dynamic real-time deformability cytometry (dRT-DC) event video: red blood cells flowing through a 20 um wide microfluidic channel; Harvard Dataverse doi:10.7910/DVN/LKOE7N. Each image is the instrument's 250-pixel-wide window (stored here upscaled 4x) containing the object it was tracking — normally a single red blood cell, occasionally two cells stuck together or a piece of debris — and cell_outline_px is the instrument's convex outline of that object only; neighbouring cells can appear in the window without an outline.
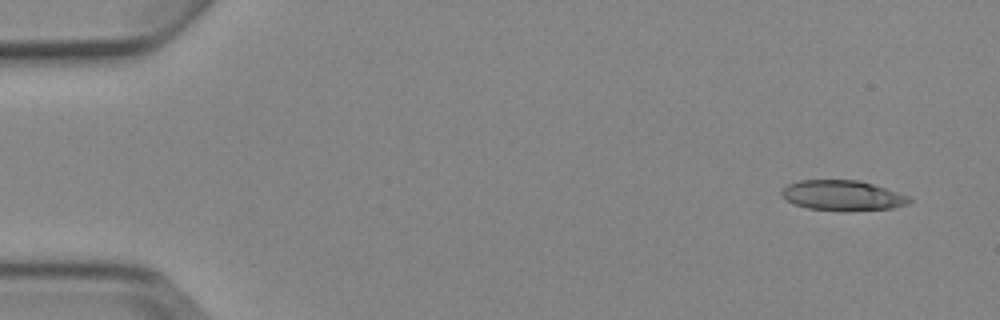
{"species": "Egyptian fruit bat (a non-hibernating species)", "species_latin": "Rousettus aegyptiacus", "temperature_condition": "cold", "stored_images_in_passage": 4, "camera_frame_rate_fps": 3000, "um_per_image_px": 0.085, "animal": {"sex": "female"}, "frame": {"image": 1, "passage_image": 1, "time_ms": 0.0, "image_size_px": [1000, 320], "cell_outline_px": [[912, 200], [908, 204], [892, 208], [848, 212], [808, 208], [784, 200], [780, 192], [788, 184], [800, 180], [856, 180], [872, 184], [908, 196]], "centroid_in_image_um": [71.59, 16.63], "position_along_channel_um": 13.4, "area_um2": 22.48}}